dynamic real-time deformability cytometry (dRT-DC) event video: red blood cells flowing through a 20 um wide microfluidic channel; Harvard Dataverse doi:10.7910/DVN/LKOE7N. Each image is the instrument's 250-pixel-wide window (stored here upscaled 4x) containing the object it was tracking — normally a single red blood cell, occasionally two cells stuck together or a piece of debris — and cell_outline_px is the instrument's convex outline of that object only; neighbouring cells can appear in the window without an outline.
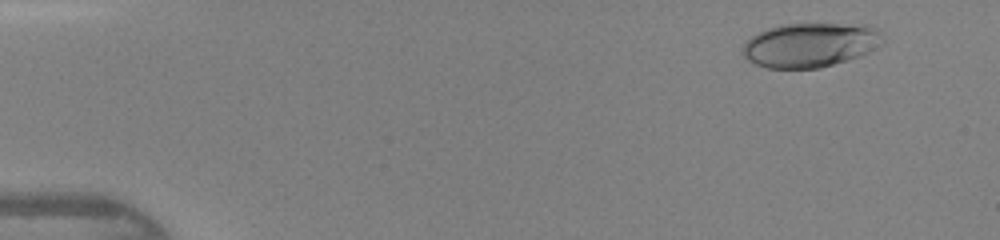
{"species": "human", "species_latin": "Homo sapiens", "temperature_condition": "warm", "stored_images_in_passage": 43, "camera_frame_rate_fps": 3000, "um_per_image_px": 0.085, "donor": {"sex": "female"}, "frame": {"image": 1, "passage_image": 1, "time_ms": 0.0, "image_size_px": [1000, 240], "cell_outline_px": [[884, 44], [860, 56], [820, 68], [768, 68], [756, 64], [748, 60], [744, 56], [744, 44], [752, 36], [768, 28], [784, 24], [864, 24], [876, 28], [880, 32], [884, 40]], "centroid_in_image_um": [68.92, 3.82], "position_along_channel_um": 16.1, "area_um2": 36.07}}
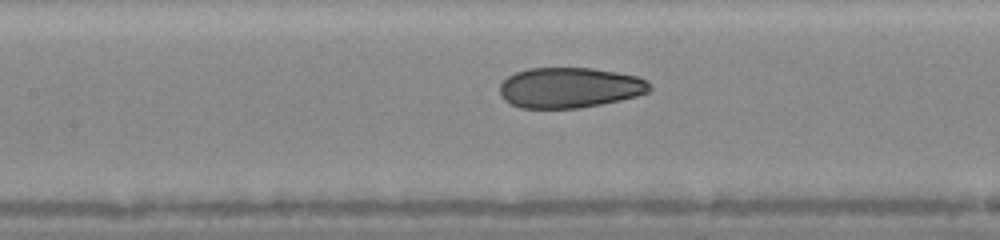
{"frame": {"image": 2, "passage_image": 19, "time_ms": 6.0, "image_size_px": [1000, 240], "cell_outline_px": [[652, 88], [648, 92], [636, 96], [620, 100], [600, 104], [576, 108], [520, 108], [504, 100], [500, 96], [500, 84], [508, 76], [516, 72], [528, 68], [592, 68], [616, 72], [636, 76], [648, 80], [652, 84]], "centroid_in_image_um": [48.42, 7.45], "position_along_channel_um": 159.0, "area_um2": 35.37}}
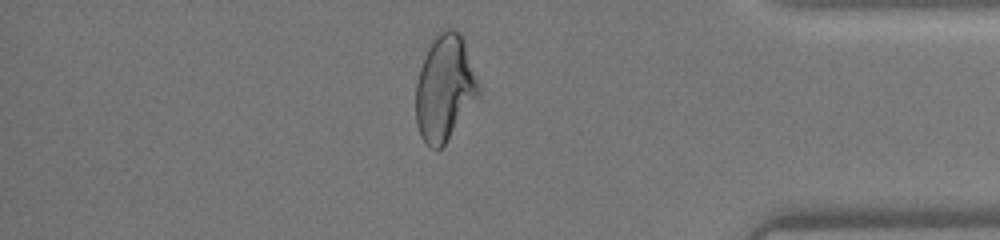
{"frame": {"image": 3, "passage_image": 37, "time_ms": 12.0, "image_size_px": [1000, 240], "cell_outline_px": [[480, 92], [444, 144], [440, 148], [432, 148], [420, 136], [416, 124], [416, 84], [420, 68], [428, 48], [436, 32], [448, 28], [452, 28], [460, 32], [480, 88]], "centroid_in_image_um": [37.76, 7.44], "position_along_channel_um": 397.4, "area_um2": 37.86}, "authors_computed_cell_mechanics": {"area_um2": 36.2406, "velocity_mm_per_s": 4.3806, "shape_relaxation_time_tau1_ms": 7.7768, "shape_relaxation_time_tau2_ms": 0.9982, "deformation_change_tau1": 0.231, "deformation_change_tau2": 0.065}}